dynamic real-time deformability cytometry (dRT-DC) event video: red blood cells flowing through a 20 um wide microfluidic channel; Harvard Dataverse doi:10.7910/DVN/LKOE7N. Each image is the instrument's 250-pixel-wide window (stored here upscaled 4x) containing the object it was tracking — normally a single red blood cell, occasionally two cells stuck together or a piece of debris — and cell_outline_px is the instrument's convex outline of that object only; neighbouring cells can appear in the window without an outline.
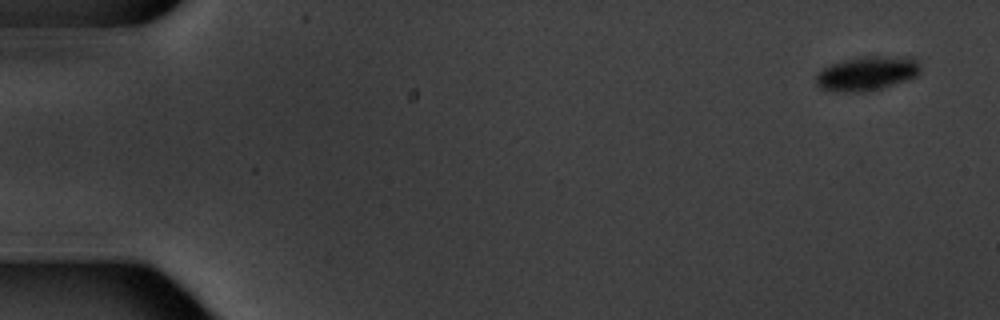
{"species": "common noctule bat (a hibernating species)", "species_latin": "Nyctalus noctula", "temperature_condition": "warm", "stored_images_in_passage": 6, "camera_frame_rate_fps": 3000, "um_per_image_px": 0.085, "animal": {"sex": "male", "body_mass_g": 20.1, "forearm_length_mm": 53.5}, "frame": {"image": 1, "passage_image": 1, "time_ms": 0.0, "image_size_px": [1000, 320], "cell_outline_px": [[920, 72], [916, 76], [868, 92], [844, 92], [820, 88], [816, 84], [816, 72], [832, 64], [844, 60], [864, 56], [912, 56], [920, 64]], "centroid_in_image_um": [73.7, 6.23], "position_along_channel_um": 11.3, "area_um2": 20.81}}